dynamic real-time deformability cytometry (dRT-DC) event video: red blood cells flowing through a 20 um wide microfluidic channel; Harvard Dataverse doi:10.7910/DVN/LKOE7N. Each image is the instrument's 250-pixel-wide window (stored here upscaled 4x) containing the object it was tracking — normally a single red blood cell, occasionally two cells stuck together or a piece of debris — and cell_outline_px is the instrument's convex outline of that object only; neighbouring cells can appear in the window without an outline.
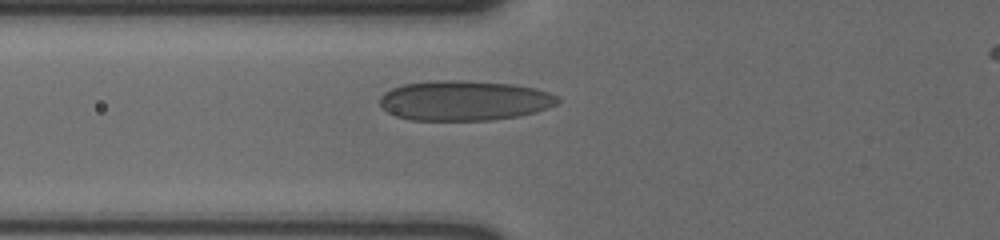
{"species": "human", "species_latin": "Homo sapiens", "temperature_condition": "cold", "stored_images_in_passage": 3, "camera_frame_rate_fps": 3000, "um_per_image_px": 0.085, "donor": {"sex": "male"}, "frame": {"image": 1, "passage_image": 2, "time_ms": 0.333, "image_size_px": [1000, 240], "cell_outline_px": [[560, 100], [556, 104], [548, 108], [536, 112], [520, 116], [492, 120], [412, 120], [396, 116], [388, 112], [380, 104], [380, 96], [384, 92], [392, 88], [404, 84], [428, 80], [460, 80], [516, 84], [536, 88], [560, 96]], "centroid_in_image_um": [39.49, 8.54], "position_along_channel_um": 86.3, "area_um2": 41.85}}